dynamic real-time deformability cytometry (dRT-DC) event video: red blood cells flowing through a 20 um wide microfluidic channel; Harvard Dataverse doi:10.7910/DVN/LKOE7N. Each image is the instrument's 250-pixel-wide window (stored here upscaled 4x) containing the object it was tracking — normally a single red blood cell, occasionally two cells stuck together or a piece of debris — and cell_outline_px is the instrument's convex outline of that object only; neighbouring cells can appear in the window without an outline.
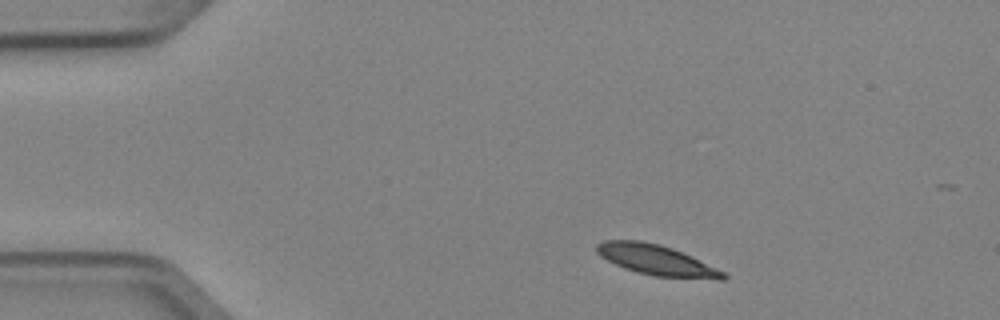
{"species": "Egyptian fruit bat (a non-hibernating species)", "species_latin": "Rousettus aegyptiacus", "temperature_condition": "cold", "stored_images_in_passage": 4, "camera_frame_rate_fps": 3000, "um_per_image_px": 0.085, "animal": {"sex": "female"}, "frame": {"image": 1, "passage_image": 1, "time_ms": 0.0, "image_size_px": [1000, 320], "cell_outline_px": [[728, 276], [724, 280], [716, 280], [656, 276], [624, 268], [600, 256], [596, 252], [596, 244], [604, 240], [640, 240], [660, 244], [672, 248], [692, 256], [724, 272]], "centroid_in_image_um": [55.82, 22.1], "position_along_channel_um": 29.2, "area_um2": 22.31}}
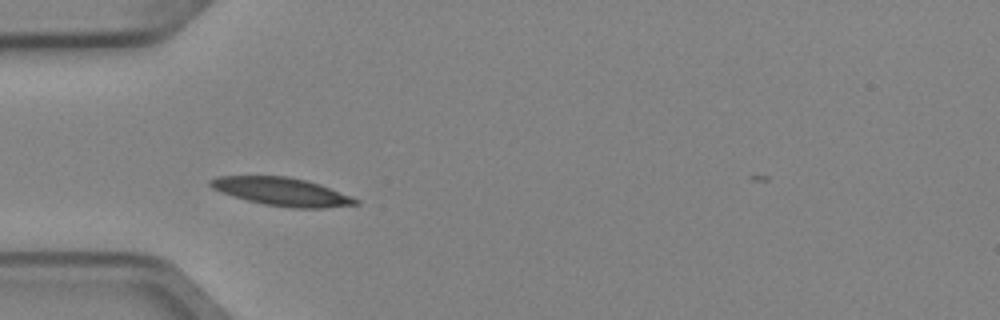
{"frame": {"image": 2, "passage_image": 3, "time_ms": 0.667, "image_size_px": [1000, 320], "cell_outline_px": [[360, 204], [324, 208], [292, 208], [264, 204], [232, 196], [220, 192], [212, 188], [208, 184], [208, 180], [216, 176], [288, 176], [320, 184], [352, 196], [360, 200]], "centroid_in_image_um": [23.96, 16.29], "position_along_channel_um": 61.0, "area_um2": 23.93}}
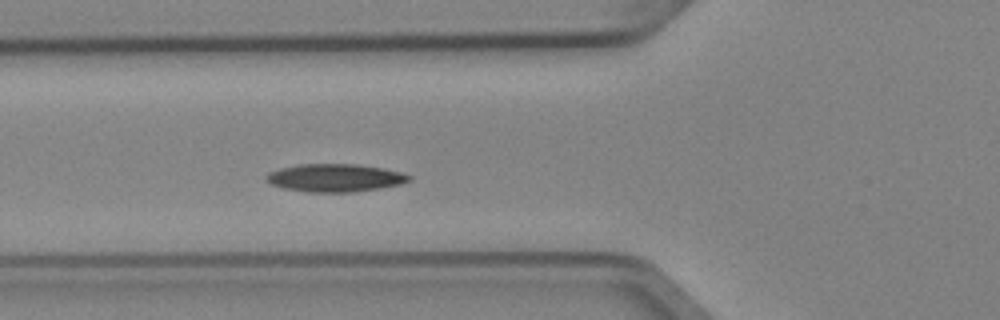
{"frame": {"image": 3, "passage_image": 4, "time_ms": 1.0, "image_size_px": [1000, 320], "cell_outline_px": [[412, 180], [400, 184], [380, 188], [352, 192], [304, 192], [284, 188], [272, 184], [264, 176], [268, 172], [280, 168], [300, 164], [356, 164], [384, 168], [400, 172], [412, 176]], "centroid_in_image_um": [28.48, 15.11], "position_along_channel_um": 97.3, "area_um2": 23.24}}